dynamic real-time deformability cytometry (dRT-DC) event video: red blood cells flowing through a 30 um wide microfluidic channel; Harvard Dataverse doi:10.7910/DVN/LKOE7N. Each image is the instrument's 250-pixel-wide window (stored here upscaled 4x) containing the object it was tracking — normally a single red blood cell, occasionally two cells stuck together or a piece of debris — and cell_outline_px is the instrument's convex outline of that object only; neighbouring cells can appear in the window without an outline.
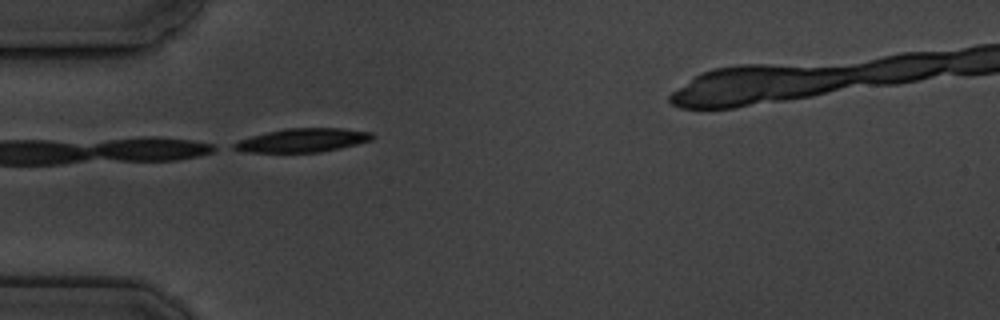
{"species": "common noctule bat (a hibernating species)", "species_latin": "Nyctalus noctula", "temperature_condition": "cold", "stored_images_in_passage": 6, "camera_frame_rate_fps": 3000, "um_per_image_px": 0.085, "animal": {"sex": "male", "body_mass_g": 19.5, "forearm_length_mm": 54.6}, "frame": {"image": 1, "passage_image": 5, "time_ms": 4.667, "image_size_px": [1000, 320], "cell_outline_px": [[376, 136], [372, 140], [340, 148], [320, 152], [244, 152], [232, 148], [232, 144], [240, 140], [252, 136], [284, 128], [344, 128], [372, 132]], "centroid_in_image_um": [25.76, 11.92], "position_along_channel_um": 59.2, "area_um2": 19.07}}